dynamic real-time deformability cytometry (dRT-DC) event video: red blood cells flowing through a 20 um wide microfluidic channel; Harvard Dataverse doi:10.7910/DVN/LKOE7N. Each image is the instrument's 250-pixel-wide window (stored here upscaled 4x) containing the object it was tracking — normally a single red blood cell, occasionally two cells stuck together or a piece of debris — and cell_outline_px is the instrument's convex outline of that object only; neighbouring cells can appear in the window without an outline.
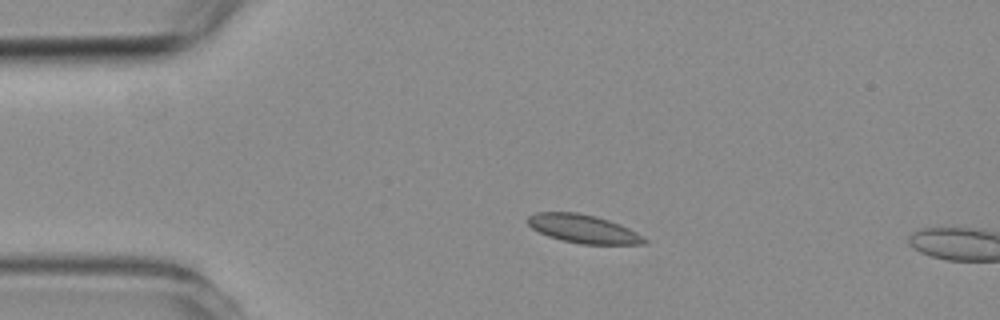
{"species": "common noctule bat (a hibernating species)", "species_latin": "Nyctalus noctula", "temperature_condition": "room temperature", "stored_images_in_passage": 3, "camera_frame_rate_fps": 3000, "um_per_image_px": 0.085, "animal": {"sex": "female", "body_mass_g": 19.3, "forearm_length_mm": 54.1}, "frame": {"image": 1, "passage_image": 2, "time_ms": 2.0, "image_size_px": [1000, 320], "cell_outline_px": [[648, 244], [580, 244], [548, 236], [532, 228], [528, 224], [528, 216], [536, 212], [576, 212], [596, 216], [620, 224], [644, 236], [648, 240]], "centroid_in_image_um": [49.61, 19.45], "position_along_channel_um": 35.4, "area_um2": 19.25}}